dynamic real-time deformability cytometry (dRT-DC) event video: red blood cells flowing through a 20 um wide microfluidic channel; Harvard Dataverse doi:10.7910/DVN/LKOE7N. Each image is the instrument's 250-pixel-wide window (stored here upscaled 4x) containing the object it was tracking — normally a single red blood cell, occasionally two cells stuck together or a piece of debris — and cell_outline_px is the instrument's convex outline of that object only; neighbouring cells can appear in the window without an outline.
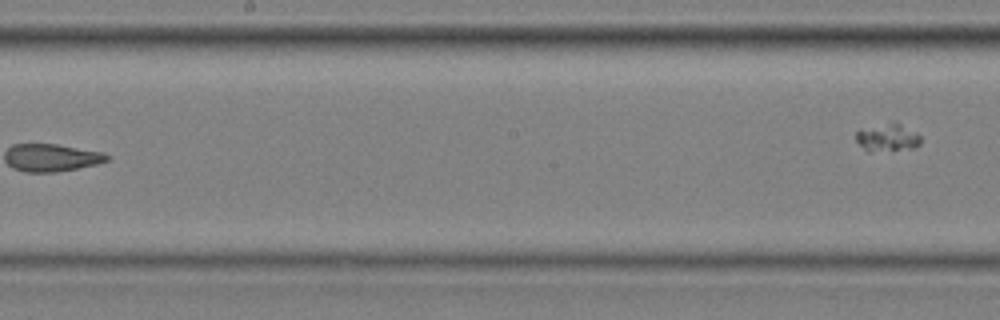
{"species": "common noctule bat (a hibernating species)", "species_latin": "Nyctalus noctula", "temperature_condition": "cold", "stored_images_in_passage": 7, "segment_of_instrument_passage": [2, 2], "camera_frame_rate_fps": 3000, "um_per_image_px": 0.085, "animal": {"sex": "male", "body_mass_g": 20.4}, "frame": {"image": 1, "passage_image": 7, "time_ms": 2.0, "image_size_px": [1000, 320], "cell_outline_px": [[920, 144], [916, 148], [868, 152], [856, 140], [856, 132], [860, 128], [888, 124], [900, 124], [916, 132], [920, 136]], "centroid_in_image_um": [75.44, 11.72], "position_along_channel_um": 172.8, "area_um2": 10.23}}